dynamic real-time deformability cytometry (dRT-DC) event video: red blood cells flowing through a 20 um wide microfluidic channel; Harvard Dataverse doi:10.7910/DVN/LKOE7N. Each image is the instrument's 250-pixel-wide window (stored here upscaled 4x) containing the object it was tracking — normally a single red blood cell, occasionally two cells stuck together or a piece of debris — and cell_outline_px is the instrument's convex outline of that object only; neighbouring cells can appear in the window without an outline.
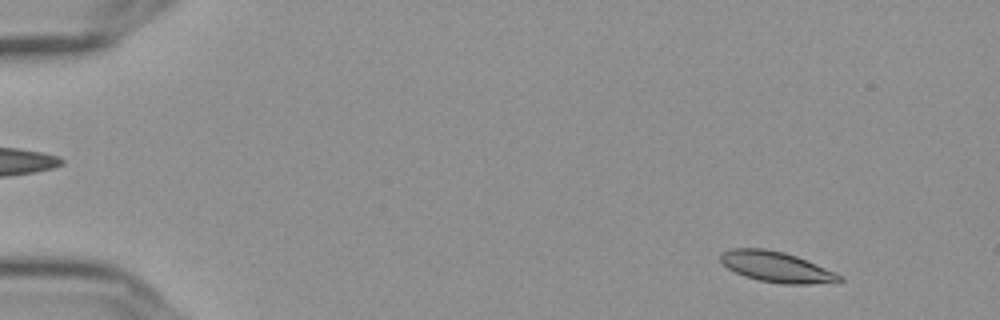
{"species": "Egyptian fruit bat (a non-hibernating species)", "species_latin": "Rousettus aegyptiacus", "temperature_condition": "cold", "stored_images_in_passage": 56, "camera_frame_rate_fps": 3000, "um_per_image_px": 0.085, "frame": {"image": 1, "passage_image": 5, "time_ms": 1.333, "image_size_px": [1000, 320], "cell_outline_px": [[844, 280], [808, 284], [780, 284], [760, 280], [744, 276], [728, 268], [720, 260], [720, 256], [724, 252], [732, 248], [764, 248], [784, 252], [796, 256], [836, 272], [844, 276]], "centroid_in_image_um": [66.01, 22.68], "position_along_channel_um": 19.0, "area_um2": 20.98}}
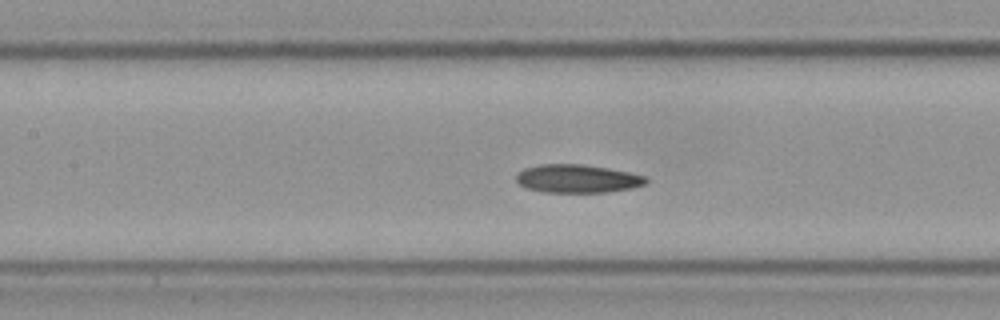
{"frame": {"image": 2, "passage_image": 26, "time_ms": 8.333, "image_size_px": [1000, 320], "cell_outline_px": [[648, 184], [632, 188], [608, 192], [544, 192], [528, 188], [520, 184], [516, 180], [516, 176], [524, 168], [540, 164], [584, 164], [608, 168], [648, 176]], "centroid_in_image_um": [49.14, 15.18], "position_along_channel_um": 158.3, "area_um2": 21.44}}
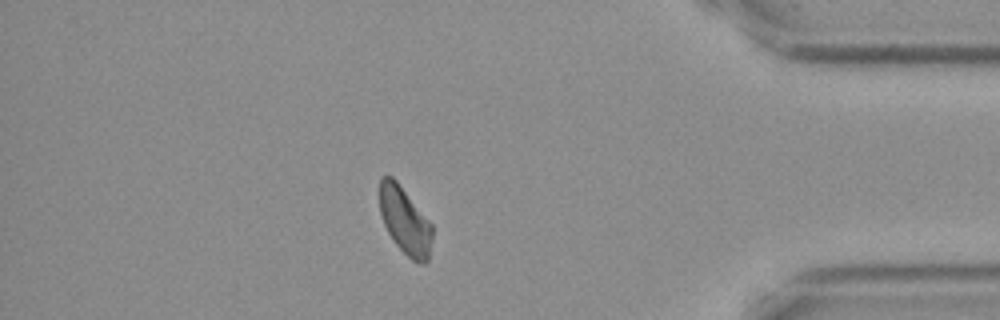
{"frame": {"image": 3, "passage_image": 49, "time_ms": 16.0, "image_size_px": [1000, 320], "cell_outline_px": [[432, 240], [428, 260], [424, 264], [412, 260], [392, 240], [384, 224], [380, 212], [380, 180], [384, 176], [392, 176], [396, 180], [432, 224]], "centroid_in_image_um": [34.42, 18.77], "position_along_channel_um": 400.8, "area_um2": 20.35}, "authors_computed_cell_mechanics": {"area_um2": 21.5016, "velocity_mm_per_s": 3.5869, "shape_relaxation_time_tau1_ms": null, "shape_relaxation_time_tau2_ms": 3.1573, "deformation_change_tau1": null, "deformation_change_tau2": 0.0909}}